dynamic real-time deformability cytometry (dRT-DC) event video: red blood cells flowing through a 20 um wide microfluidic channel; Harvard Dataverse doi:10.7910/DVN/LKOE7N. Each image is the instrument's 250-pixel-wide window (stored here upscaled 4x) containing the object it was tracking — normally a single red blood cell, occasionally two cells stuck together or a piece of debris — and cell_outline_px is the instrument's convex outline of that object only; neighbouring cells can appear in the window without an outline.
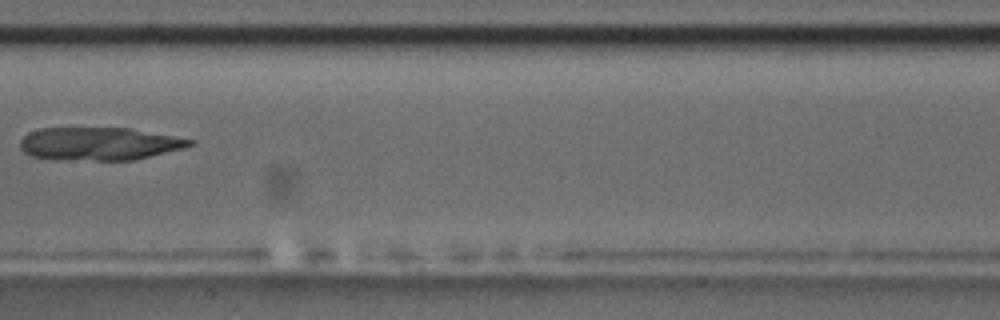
{"species": "common noctule bat (a hibernating species)", "species_latin": "Nyctalus noctula", "temperature_condition": "room temperature", "stored_images_in_passage": 5, "camera_frame_rate_fps": 3000, "um_per_image_px": 0.085, "animal": {"sex": "male", "body_mass_g": 17.5, "forearm_length_mm": 52.3}, "frame": {"image": 1, "passage_image": 5, "time_ms": 1.333, "image_size_px": [1000, 320], "cell_outline_px": [[196, 144], [184, 148], [132, 160], [96, 160], [32, 156], [24, 152], [20, 148], [20, 140], [28, 132], [40, 128], [132, 128], [196, 140]], "centroid_in_image_um": [8.49, 12.19], "position_along_channel_um": 198.9, "area_um2": 32.25}}